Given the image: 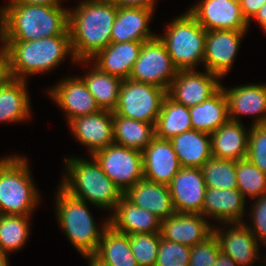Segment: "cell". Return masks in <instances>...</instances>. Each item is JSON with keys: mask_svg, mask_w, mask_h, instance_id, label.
Instances as JSON below:
<instances>
[{"mask_svg": "<svg viewBox=\"0 0 266 266\" xmlns=\"http://www.w3.org/2000/svg\"><path fill=\"white\" fill-rule=\"evenodd\" d=\"M80 3L69 11L68 30L75 60L86 64L111 43L117 7L109 0Z\"/></svg>", "mask_w": 266, "mask_h": 266, "instance_id": "obj_1", "label": "cell"}, {"mask_svg": "<svg viewBox=\"0 0 266 266\" xmlns=\"http://www.w3.org/2000/svg\"><path fill=\"white\" fill-rule=\"evenodd\" d=\"M69 10L61 5L8 4L0 10L3 41H30L70 35Z\"/></svg>", "mask_w": 266, "mask_h": 266, "instance_id": "obj_2", "label": "cell"}, {"mask_svg": "<svg viewBox=\"0 0 266 266\" xmlns=\"http://www.w3.org/2000/svg\"><path fill=\"white\" fill-rule=\"evenodd\" d=\"M7 52L9 78L25 80L28 75L49 72L66 55L73 56L70 35H56L30 41H3Z\"/></svg>", "mask_w": 266, "mask_h": 266, "instance_id": "obj_3", "label": "cell"}, {"mask_svg": "<svg viewBox=\"0 0 266 266\" xmlns=\"http://www.w3.org/2000/svg\"><path fill=\"white\" fill-rule=\"evenodd\" d=\"M91 159L67 158V176H64L60 187L69 195L95 207L115 210L123 193L103 172L97 161L93 157Z\"/></svg>", "mask_w": 266, "mask_h": 266, "instance_id": "obj_4", "label": "cell"}, {"mask_svg": "<svg viewBox=\"0 0 266 266\" xmlns=\"http://www.w3.org/2000/svg\"><path fill=\"white\" fill-rule=\"evenodd\" d=\"M56 197V219L68 240L82 256L95 254L109 218L100 230L85 201L69 195L61 187Z\"/></svg>", "mask_w": 266, "mask_h": 266, "instance_id": "obj_5", "label": "cell"}, {"mask_svg": "<svg viewBox=\"0 0 266 266\" xmlns=\"http://www.w3.org/2000/svg\"><path fill=\"white\" fill-rule=\"evenodd\" d=\"M35 187L25 157L0 159V214L31 216L40 196Z\"/></svg>", "mask_w": 266, "mask_h": 266, "instance_id": "obj_6", "label": "cell"}, {"mask_svg": "<svg viewBox=\"0 0 266 266\" xmlns=\"http://www.w3.org/2000/svg\"><path fill=\"white\" fill-rule=\"evenodd\" d=\"M206 33L187 10L167 26L163 36L158 37L178 70H195L204 59Z\"/></svg>", "mask_w": 266, "mask_h": 266, "instance_id": "obj_7", "label": "cell"}, {"mask_svg": "<svg viewBox=\"0 0 266 266\" xmlns=\"http://www.w3.org/2000/svg\"><path fill=\"white\" fill-rule=\"evenodd\" d=\"M167 90L130 79L122 81L118 105L113 115L143 121L155 126Z\"/></svg>", "mask_w": 266, "mask_h": 266, "instance_id": "obj_8", "label": "cell"}, {"mask_svg": "<svg viewBox=\"0 0 266 266\" xmlns=\"http://www.w3.org/2000/svg\"><path fill=\"white\" fill-rule=\"evenodd\" d=\"M167 48L158 35L142 43V48L134 63L129 79L151 84L168 91L178 74Z\"/></svg>", "mask_w": 266, "mask_h": 266, "instance_id": "obj_9", "label": "cell"}, {"mask_svg": "<svg viewBox=\"0 0 266 266\" xmlns=\"http://www.w3.org/2000/svg\"><path fill=\"white\" fill-rule=\"evenodd\" d=\"M91 157L123 194L144 178L142 151L113 143Z\"/></svg>", "mask_w": 266, "mask_h": 266, "instance_id": "obj_10", "label": "cell"}, {"mask_svg": "<svg viewBox=\"0 0 266 266\" xmlns=\"http://www.w3.org/2000/svg\"><path fill=\"white\" fill-rule=\"evenodd\" d=\"M205 72L179 70L171 82L167 95L176 103L188 108L208 100L221 88V84L218 75L207 70Z\"/></svg>", "mask_w": 266, "mask_h": 266, "instance_id": "obj_11", "label": "cell"}, {"mask_svg": "<svg viewBox=\"0 0 266 266\" xmlns=\"http://www.w3.org/2000/svg\"><path fill=\"white\" fill-rule=\"evenodd\" d=\"M188 11L206 31L248 29L240 4L232 0H200Z\"/></svg>", "mask_w": 266, "mask_h": 266, "instance_id": "obj_12", "label": "cell"}, {"mask_svg": "<svg viewBox=\"0 0 266 266\" xmlns=\"http://www.w3.org/2000/svg\"><path fill=\"white\" fill-rule=\"evenodd\" d=\"M246 31L211 30L206 33L204 68L223 78L231 69Z\"/></svg>", "mask_w": 266, "mask_h": 266, "instance_id": "obj_13", "label": "cell"}, {"mask_svg": "<svg viewBox=\"0 0 266 266\" xmlns=\"http://www.w3.org/2000/svg\"><path fill=\"white\" fill-rule=\"evenodd\" d=\"M168 187L176 212L202 213L206 183L201 168L181 167Z\"/></svg>", "mask_w": 266, "mask_h": 266, "instance_id": "obj_14", "label": "cell"}, {"mask_svg": "<svg viewBox=\"0 0 266 266\" xmlns=\"http://www.w3.org/2000/svg\"><path fill=\"white\" fill-rule=\"evenodd\" d=\"M55 86L50 89L49 94L66 113L68 123L76 117L101 110L81 77L64 78Z\"/></svg>", "mask_w": 266, "mask_h": 266, "instance_id": "obj_15", "label": "cell"}, {"mask_svg": "<svg viewBox=\"0 0 266 266\" xmlns=\"http://www.w3.org/2000/svg\"><path fill=\"white\" fill-rule=\"evenodd\" d=\"M68 124L76 139L89 148L91 156L114 143L112 111L79 116Z\"/></svg>", "mask_w": 266, "mask_h": 266, "instance_id": "obj_16", "label": "cell"}, {"mask_svg": "<svg viewBox=\"0 0 266 266\" xmlns=\"http://www.w3.org/2000/svg\"><path fill=\"white\" fill-rule=\"evenodd\" d=\"M144 179L168 185L181 166L170 140L154 137L142 151Z\"/></svg>", "mask_w": 266, "mask_h": 266, "instance_id": "obj_17", "label": "cell"}, {"mask_svg": "<svg viewBox=\"0 0 266 266\" xmlns=\"http://www.w3.org/2000/svg\"><path fill=\"white\" fill-rule=\"evenodd\" d=\"M205 219L199 213L176 212L161 221V238L191 248L213 233V226Z\"/></svg>", "mask_w": 266, "mask_h": 266, "instance_id": "obj_18", "label": "cell"}, {"mask_svg": "<svg viewBox=\"0 0 266 266\" xmlns=\"http://www.w3.org/2000/svg\"><path fill=\"white\" fill-rule=\"evenodd\" d=\"M247 223H230L229 229L221 231L213 226L220 251L231 257L238 266H251L259 259V243L248 229ZM215 227V228H214Z\"/></svg>", "mask_w": 266, "mask_h": 266, "instance_id": "obj_19", "label": "cell"}, {"mask_svg": "<svg viewBox=\"0 0 266 266\" xmlns=\"http://www.w3.org/2000/svg\"><path fill=\"white\" fill-rule=\"evenodd\" d=\"M221 88L228 101L229 120L241 122L238 115H258L252 125L266 124V84Z\"/></svg>", "mask_w": 266, "mask_h": 266, "instance_id": "obj_20", "label": "cell"}, {"mask_svg": "<svg viewBox=\"0 0 266 266\" xmlns=\"http://www.w3.org/2000/svg\"><path fill=\"white\" fill-rule=\"evenodd\" d=\"M153 9L140 7L117 8V14L112 27L111 42H144L155 38L149 29Z\"/></svg>", "mask_w": 266, "mask_h": 266, "instance_id": "obj_21", "label": "cell"}, {"mask_svg": "<svg viewBox=\"0 0 266 266\" xmlns=\"http://www.w3.org/2000/svg\"><path fill=\"white\" fill-rule=\"evenodd\" d=\"M109 225L123 234L160 233L161 220L139 206L134 205L124 195L109 217Z\"/></svg>", "mask_w": 266, "mask_h": 266, "instance_id": "obj_22", "label": "cell"}, {"mask_svg": "<svg viewBox=\"0 0 266 266\" xmlns=\"http://www.w3.org/2000/svg\"><path fill=\"white\" fill-rule=\"evenodd\" d=\"M245 198L238 189L206 188L202 215L224 224L243 223ZM208 217V218H207Z\"/></svg>", "mask_w": 266, "mask_h": 266, "instance_id": "obj_23", "label": "cell"}, {"mask_svg": "<svg viewBox=\"0 0 266 266\" xmlns=\"http://www.w3.org/2000/svg\"><path fill=\"white\" fill-rule=\"evenodd\" d=\"M123 195L134 205L150 211L161 221L176 213L168 185L143 178Z\"/></svg>", "mask_w": 266, "mask_h": 266, "instance_id": "obj_24", "label": "cell"}, {"mask_svg": "<svg viewBox=\"0 0 266 266\" xmlns=\"http://www.w3.org/2000/svg\"><path fill=\"white\" fill-rule=\"evenodd\" d=\"M142 43L136 41L111 42L91 60H96L94 65L101 71L126 80L129 79L134 63L139 57Z\"/></svg>", "mask_w": 266, "mask_h": 266, "instance_id": "obj_25", "label": "cell"}, {"mask_svg": "<svg viewBox=\"0 0 266 266\" xmlns=\"http://www.w3.org/2000/svg\"><path fill=\"white\" fill-rule=\"evenodd\" d=\"M249 130L242 122L228 120L211 134L212 156L226 160H242L248 153Z\"/></svg>", "mask_w": 266, "mask_h": 266, "instance_id": "obj_26", "label": "cell"}, {"mask_svg": "<svg viewBox=\"0 0 266 266\" xmlns=\"http://www.w3.org/2000/svg\"><path fill=\"white\" fill-rule=\"evenodd\" d=\"M181 167L202 168L212 157L211 135L185 131L170 140Z\"/></svg>", "mask_w": 266, "mask_h": 266, "instance_id": "obj_27", "label": "cell"}, {"mask_svg": "<svg viewBox=\"0 0 266 266\" xmlns=\"http://www.w3.org/2000/svg\"><path fill=\"white\" fill-rule=\"evenodd\" d=\"M26 80L7 77L0 83V122H20L30 115Z\"/></svg>", "mask_w": 266, "mask_h": 266, "instance_id": "obj_28", "label": "cell"}, {"mask_svg": "<svg viewBox=\"0 0 266 266\" xmlns=\"http://www.w3.org/2000/svg\"><path fill=\"white\" fill-rule=\"evenodd\" d=\"M192 129L212 134L229 120L228 101L222 88L208 100L189 107Z\"/></svg>", "mask_w": 266, "mask_h": 266, "instance_id": "obj_29", "label": "cell"}, {"mask_svg": "<svg viewBox=\"0 0 266 266\" xmlns=\"http://www.w3.org/2000/svg\"><path fill=\"white\" fill-rule=\"evenodd\" d=\"M95 255L109 266H139L131 252L130 235L110 225L104 229Z\"/></svg>", "mask_w": 266, "mask_h": 266, "instance_id": "obj_30", "label": "cell"}, {"mask_svg": "<svg viewBox=\"0 0 266 266\" xmlns=\"http://www.w3.org/2000/svg\"><path fill=\"white\" fill-rule=\"evenodd\" d=\"M191 129L189 108L176 103L167 95L163 100L161 111L154 126L155 137L171 140Z\"/></svg>", "mask_w": 266, "mask_h": 266, "instance_id": "obj_31", "label": "cell"}, {"mask_svg": "<svg viewBox=\"0 0 266 266\" xmlns=\"http://www.w3.org/2000/svg\"><path fill=\"white\" fill-rule=\"evenodd\" d=\"M114 143L143 151L155 137L154 125L113 115Z\"/></svg>", "mask_w": 266, "mask_h": 266, "instance_id": "obj_32", "label": "cell"}, {"mask_svg": "<svg viewBox=\"0 0 266 266\" xmlns=\"http://www.w3.org/2000/svg\"><path fill=\"white\" fill-rule=\"evenodd\" d=\"M92 70L83 76L88 91L94 96L101 110L114 111L118 105L122 79L101 71L93 65Z\"/></svg>", "mask_w": 266, "mask_h": 266, "instance_id": "obj_33", "label": "cell"}, {"mask_svg": "<svg viewBox=\"0 0 266 266\" xmlns=\"http://www.w3.org/2000/svg\"><path fill=\"white\" fill-rule=\"evenodd\" d=\"M30 216L0 214V248L7 253L23 247L30 233Z\"/></svg>", "mask_w": 266, "mask_h": 266, "instance_id": "obj_34", "label": "cell"}, {"mask_svg": "<svg viewBox=\"0 0 266 266\" xmlns=\"http://www.w3.org/2000/svg\"><path fill=\"white\" fill-rule=\"evenodd\" d=\"M201 169L206 188L238 189L236 161L212 156Z\"/></svg>", "mask_w": 266, "mask_h": 266, "instance_id": "obj_35", "label": "cell"}, {"mask_svg": "<svg viewBox=\"0 0 266 266\" xmlns=\"http://www.w3.org/2000/svg\"><path fill=\"white\" fill-rule=\"evenodd\" d=\"M236 180L244 198L249 196L253 199L266 194V173L247 158L236 161Z\"/></svg>", "mask_w": 266, "mask_h": 266, "instance_id": "obj_36", "label": "cell"}, {"mask_svg": "<svg viewBox=\"0 0 266 266\" xmlns=\"http://www.w3.org/2000/svg\"><path fill=\"white\" fill-rule=\"evenodd\" d=\"M160 238V233L130 235L131 252L139 266H156Z\"/></svg>", "mask_w": 266, "mask_h": 266, "instance_id": "obj_37", "label": "cell"}, {"mask_svg": "<svg viewBox=\"0 0 266 266\" xmlns=\"http://www.w3.org/2000/svg\"><path fill=\"white\" fill-rule=\"evenodd\" d=\"M191 248L160 238L156 266H189Z\"/></svg>", "mask_w": 266, "mask_h": 266, "instance_id": "obj_38", "label": "cell"}, {"mask_svg": "<svg viewBox=\"0 0 266 266\" xmlns=\"http://www.w3.org/2000/svg\"><path fill=\"white\" fill-rule=\"evenodd\" d=\"M246 158L266 173V124L251 125Z\"/></svg>", "mask_w": 266, "mask_h": 266, "instance_id": "obj_39", "label": "cell"}, {"mask_svg": "<svg viewBox=\"0 0 266 266\" xmlns=\"http://www.w3.org/2000/svg\"><path fill=\"white\" fill-rule=\"evenodd\" d=\"M220 247L214 233L204 241L191 247L189 266H213L218 258Z\"/></svg>", "mask_w": 266, "mask_h": 266, "instance_id": "obj_40", "label": "cell"}, {"mask_svg": "<svg viewBox=\"0 0 266 266\" xmlns=\"http://www.w3.org/2000/svg\"><path fill=\"white\" fill-rule=\"evenodd\" d=\"M250 217L253 223V227L250 225L248 229L256 237L257 241L262 243L266 242V194L255 199L253 204Z\"/></svg>", "mask_w": 266, "mask_h": 266, "instance_id": "obj_41", "label": "cell"}, {"mask_svg": "<svg viewBox=\"0 0 266 266\" xmlns=\"http://www.w3.org/2000/svg\"><path fill=\"white\" fill-rule=\"evenodd\" d=\"M266 3V0H243L240 4L241 13L247 20L248 26L250 25V19L255 13Z\"/></svg>", "mask_w": 266, "mask_h": 266, "instance_id": "obj_42", "label": "cell"}, {"mask_svg": "<svg viewBox=\"0 0 266 266\" xmlns=\"http://www.w3.org/2000/svg\"><path fill=\"white\" fill-rule=\"evenodd\" d=\"M111 1L117 8L122 7H140V8H148L155 9L154 3L155 0H109Z\"/></svg>", "mask_w": 266, "mask_h": 266, "instance_id": "obj_43", "label": "cell"}, {"mask_svg": "<svg viewBox=\"0 0 266 266\" xmlns=\"http://www.w3.org/2000/svg\"><path fill=\"white\" fill-rule=\"evenodd\" d=\"M0 41H2V46L0 47V83H2L7 77V52H6V46L5 43L2 40V37L0 35Z\"/></svg>", "mask_w": 266, "mask_h": 266, "instance_id": "obj_44", "label": "cell"}, {"mask_svg": "<svg viewBox=\"0 0 266 266\" xmlns=\"http://www.w3.org/2000/svg\"><path fill=\"white\" fill-rule=\"evenodd\" d=\"M60 0H10L8 4H39V5H61Z\"/></svg>", "mask_w": 266, "mask_h": 266, "instance_id": "obj_45", "label": "cell"}, {"mask_svg": "<svg viewBox=\"0 0 266 266\" xmlns=\"http://www.w3.org/2000/svg\"><path fill=\"white\" fill-rule=\"evenodd\" d=\"M213 266H238V264L231 257L220 251L217 261Z\"/></svg>", "mask_w": 266, "mask_h": 266, "instance_id": "obj_46", "label": "cell"}, {"mask_svg": "<svg viewBox=\"0 0 266 266\" xmlns=\"http://www.w3.org/2000/svg\"><path fill=\"white\" fill-rule=\"evenodd\" d=\"M255 18L258 23L264 28L263 31L266 33V3L261 6V8L255 13V15L251 18Z\"/></svg>", "mask_w": 266, "mask_h": 266, "instance_id": "obj_47", "label": "cell"}, {"mask_svg": "<svg viewBox=\"0 0 266 266\" xmlns=\"http://www.w3.org/2000/svg\"><path fill=\"white\" fill-rule=\"evenodd\" d=\"M88 259L89 266H109L107 263L99 259L95 254L84 255Z\"/></svg>", "mask_w": 266, "mask_h": 266, "instance_id": "obj_48", "label": "cell"}, {"mask_svg": "<svg viewBox=\"0 0 266 266\" xmlns=\"http://www.w3.org/2000/svg\"><path fill=\"white\" fill-rule=\"evenodd\" d=\"M7 253L0 248V266H9Z\"/></svg>", "mask_w": 266, "mask_h": 266, "instance_id": "obj_49", "label": "cell"}, {"mask_svg": "<svg viewBox=\"0 0 266 266\" xmlns=\"http://www.w3.org/2000/svg\"><path fill=\"white\" fill-rule=\"evenodd\" d=\"M233 2H236L238 4H241L243 0H232Z\"/></svg>", "mask_w": 266, "mask_h": 266, "instance_id": "obj_50", "label": "cell"}]
</instances>
